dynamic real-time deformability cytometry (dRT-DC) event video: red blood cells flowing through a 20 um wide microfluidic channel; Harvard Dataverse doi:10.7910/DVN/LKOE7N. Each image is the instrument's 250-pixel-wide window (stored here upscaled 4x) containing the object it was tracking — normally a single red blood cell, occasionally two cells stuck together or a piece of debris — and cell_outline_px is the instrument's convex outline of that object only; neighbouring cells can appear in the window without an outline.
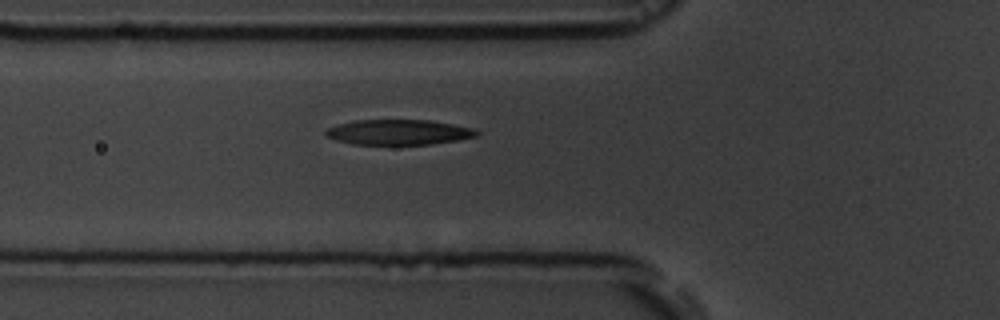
{"species": "common noctule bat (a hibernating species)", "species_latin": "Nyctalus noctula", "temperature_condition": "room temperature", "stored_images_in_passage": 6, "camera_frame_rate_fps": 3000, "um_per_image_px": 0.085, "animal": {"sex": "male", "body_mass_g": 19.5, "forearm_length_mm": 54.6}, "frame": {"image": 1, "passage_image": 6, "time_ms": 6.0, "image_size_px": [1000, 320], "cell_outline_px": [[480, 132], [476, 136], [456, 140], [432, 144], [352, 144], [336, 140], [324, 136], [324, 132], [328, 128], [340, 124], [356, 120], [428, 120], [476, 128]], "centroid_in_image_um": [33.88, 11.23], "position_along_channel_um": 91.9, "area_um2": 22.08}}